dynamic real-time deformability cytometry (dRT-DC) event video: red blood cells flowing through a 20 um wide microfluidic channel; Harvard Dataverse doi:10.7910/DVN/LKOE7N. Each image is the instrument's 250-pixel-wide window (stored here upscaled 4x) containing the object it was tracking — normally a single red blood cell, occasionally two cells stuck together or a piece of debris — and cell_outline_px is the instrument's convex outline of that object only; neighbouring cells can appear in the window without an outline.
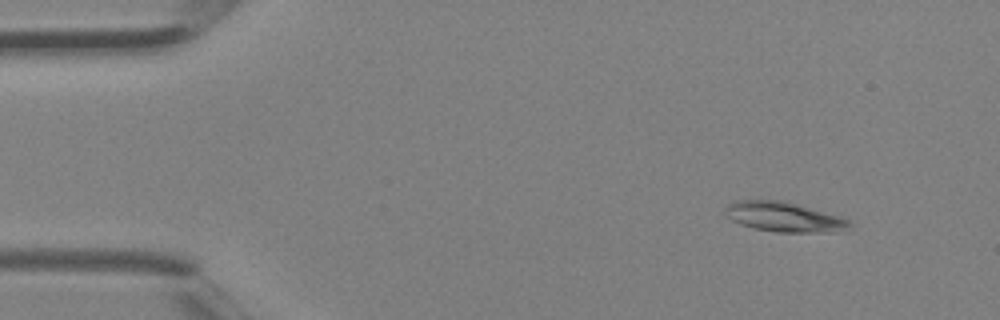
{"species": "Egyptian fruit bat (a non-hibernating species)", "species_latin": "Rousettus aegyptiacus", "temperature_condition": "room temperature", "stored_images_in_passage": 4, "camera_frame_rate_fps": 3000, "um_per_image_px": 0.085, "animal": {"sex": "female"}, "frame": {"image": 1, "passage_image": 1, "time_ms": 0.0, "image_size_px": [1000, 320], "cell_outline_px": [[852, 224], [844, 232], [776, 232], [752, 228], [740, 224], [724, 216], [724, 212], [728, 204], [736, 200], [784, 200], [840, 216], [848, 220]], "centroid_in_image_um": [66.64, 18.44], "position_along_channel_um": 18.4, "area_um2": 21.85}}